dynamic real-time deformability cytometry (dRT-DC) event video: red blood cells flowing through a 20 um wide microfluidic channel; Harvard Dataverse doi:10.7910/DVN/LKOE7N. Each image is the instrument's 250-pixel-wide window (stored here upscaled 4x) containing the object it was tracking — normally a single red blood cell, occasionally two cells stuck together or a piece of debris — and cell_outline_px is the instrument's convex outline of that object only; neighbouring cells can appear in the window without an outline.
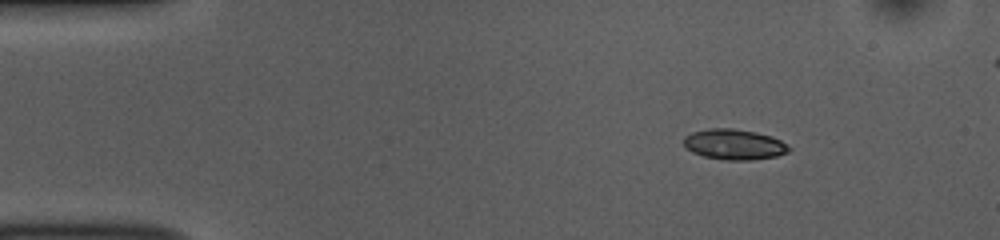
{"species": "common noctule bat (a hibernating species)", "species_latin": "Nyctalus noctula", "temperature_condition": "room temperature", "stored_images_in_passage": 47, "camera_frame_rate_fps": 3000, "um_per_image_px": 0.085, "animal": {"sex": "female", "body_mass_g": 10.0, "forearm_length_mm": 53.1}, "frame": {"image": 1, "passage_image": 1, "time_ms": 0.0, "image_size_px": [1000, 240], "cell_outline_px": [[792, 148], [788, 152], [776, 156], [752, 160], [724, 160], [704, 156], [692, 152], [684, 148], [684, 136], [692, 132], [708, 128], [732, 128], [756, 132], [772, 136], [788, 144]], "centroid_in_image_um": [62.4, 12.27], "position_along_channel_um": 22.6, "area_um2": 18.9}}
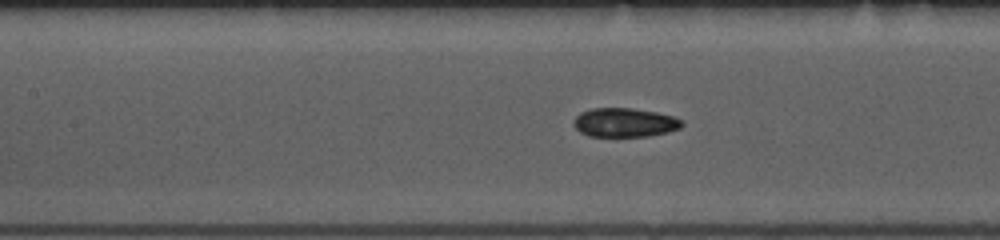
{"frame": {"image": 2, "passage_image": 17, "time_ms": 5.333, "image_size_px": [1000, 240], "cell_outline_px": [[684, 124], [680, 128], [668, 132], [648, 136], [588, 136], [580, 132], [572, 124], [572, 120], [580, 112], [592, 108], [632, 108], [656, 112], [672, 116], [684, 120]], "centroid_in_image_um": [53.08, 10.41], "position_along_channel_um": 154.3, "area_um2": 18.44}}
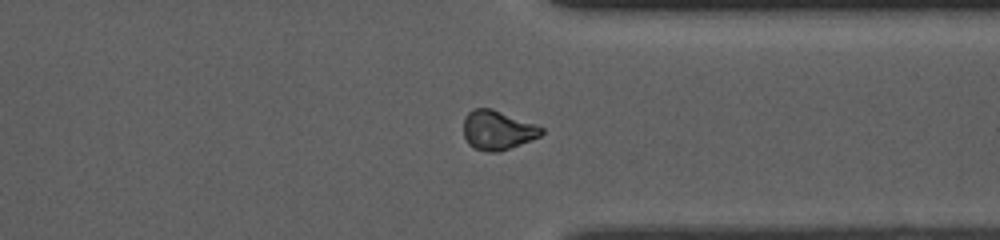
{"frame": {"image": 3, "passage_image": 34, "time_ms": 11.0, "image_size_px": [1000, 240], "cell_outline_px": [[544, 132], [540, 136], [532, 140], [500, 152], [488, 152], [472, 148], [468, 144], [464, 136], [464, 120], [468, 112], [472, 108], [492, 108], [536, 124], [544, 128]], "centroid_in_image_um": [42.3, 11.07], "position_along_channel_um": 369.1, "area_um2": 18.09}, "authors_computed_cell_mechanics": {"area_um2": 18.2648, "velocity_mm_per_s": 3.821, "shape_relaxation_time_tau1_ms": 7.4462, "shape_relaxation_time_tau2_ms": 4.4428, "deformation_change_tau1": 0.1358, "deformation_change_tau2": 0.0865}}